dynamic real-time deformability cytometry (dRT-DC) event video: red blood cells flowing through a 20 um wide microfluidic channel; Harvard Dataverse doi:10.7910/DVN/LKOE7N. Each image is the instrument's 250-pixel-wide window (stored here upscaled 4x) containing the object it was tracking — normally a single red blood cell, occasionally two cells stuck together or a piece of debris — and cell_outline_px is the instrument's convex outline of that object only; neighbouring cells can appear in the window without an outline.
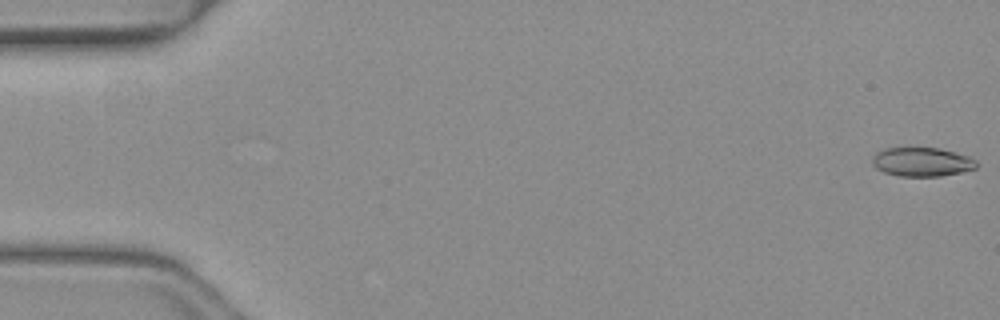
{"species": "common noctule bat (a hibernating species)", "species_latin": "Nyctalus noctula", "temperature_condition": "warm", "stored_images_in_passage": 10, "camera_frame_rate_fps": 3000, "um_per_image_px": 0.085, "animal": {"sex": "female", "body_mass_g": 19.3, "forearm_length_mm": 54.1}, "frame": {"image": 1, "passage_image": 1, "time_ms": 0.0, "image_size_px": [1000, 320], "cell_outline_px": [[976, 168], [960, 172], [940, 176], [900, 176], [884, 172], [876, 168], [872, 164], [872, 156], [876, 152], [884, 148], [940, 148], [968, 156], [976, 160]], "centroid_in_image_um": [78.33, 13.76], "position_along_channel_um": 6.7, "area_um2": 17.51}}